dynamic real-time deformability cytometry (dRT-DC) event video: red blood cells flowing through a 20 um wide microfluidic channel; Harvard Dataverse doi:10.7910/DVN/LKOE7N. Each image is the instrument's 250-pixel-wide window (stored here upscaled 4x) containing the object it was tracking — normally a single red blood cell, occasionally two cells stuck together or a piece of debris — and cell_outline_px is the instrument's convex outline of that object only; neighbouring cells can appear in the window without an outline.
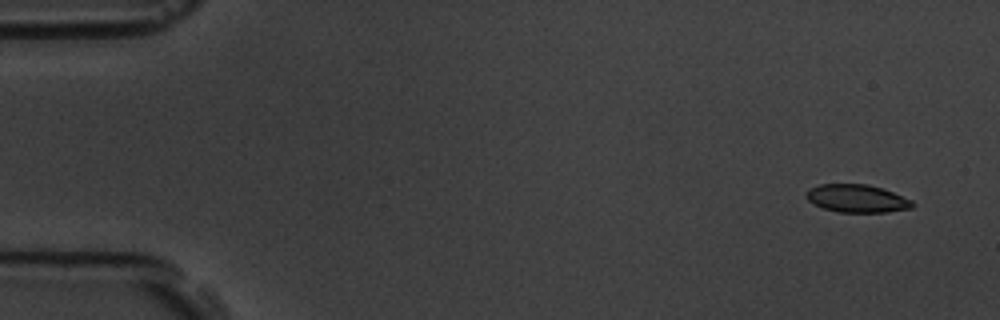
{"species": "common noctule bat (a hibernating species)", "species_latin": "Nyctalus noctula", "temperature_condition": "room temperature", "stored_images_in_passage": 4, "camera_frame_rate_fps": 3000, "um_per_image_px": 0.085, "animal": {"sex": "male", "body_mass_g": 19.5, "forearm_length_mm": 54.6}, "frame": {"image": 1, "passage_image": 1, "time_ms": 0.0, "image_size_px": [1000, 320], "cell_outline_px": [[916, 204], [912, 208], [888, 212], [840, 212], [824, 208], [808, 200], [804, 196], [812, 188], [820, 184], [868, 184], [892, 192], [912, 200]], "centroid_in_image_um": [72.88, 16.87], "position_along_channel_um": 12.1, "area_um2": 17.05}}
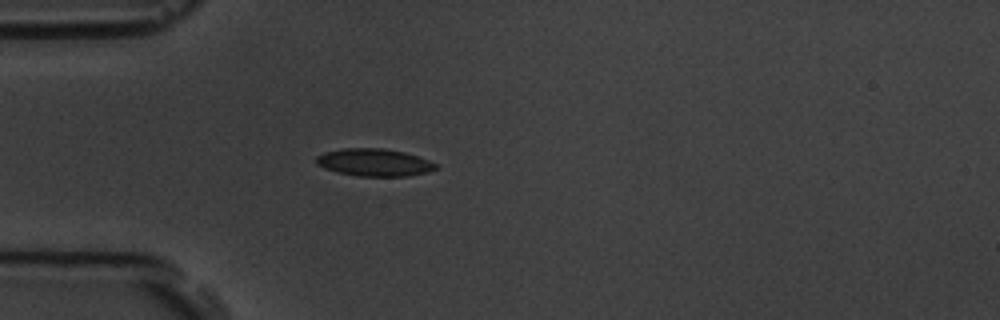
{"frame": {"image": 2, "passage_image": 4, "time_ms": 4.333, "image_size_px": [1000, 320], "cell_outline_px": [[440, 168], [428, 172], [408, 176], [360, 176], [336, 172], [324, 168], [316, 164], [316, 156], [324, 152], [344, 148], [384, 148], [404, 152], [440, 164]], "centroid_in_image_um": [31.84, 13.81], "position_along_channel_um": 53.2, "area_um2": 19.31}}